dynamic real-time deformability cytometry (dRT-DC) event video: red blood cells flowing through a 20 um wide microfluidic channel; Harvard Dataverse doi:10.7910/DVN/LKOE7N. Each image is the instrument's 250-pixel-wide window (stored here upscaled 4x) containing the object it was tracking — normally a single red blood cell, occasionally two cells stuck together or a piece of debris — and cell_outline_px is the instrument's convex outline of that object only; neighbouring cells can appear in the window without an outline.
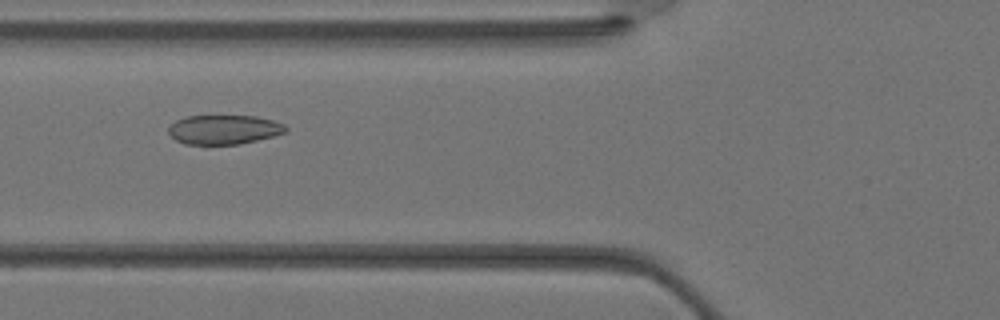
{"species": "Egyptian fruit bat (a non-hibernating species)", "species_latin": "Rousettus aegyptiacus", "temperature_condition": "warm", "stored_images_in_passage": 29, "camera_frame_rate_fps": 3000, "um_per_image_px": 0.085, "animal": {"sex": "female"}, "frame": {"image": 1, "passage_image": 7, "time_ms": 2.0, "image_size_px": [1000, 320], "cell_outline_px": [[288, 132], [240, 144], [184, 144], [176, 140], [168, 132], [168, 128], [176, 120], [188, 116], [256, 116], [272, 120], [284, 124], [288, 128]], "centroid_in_image_um": [19.05, 11.01], "position_along_channel_um": 106.7, "area_um2": 19.94}}
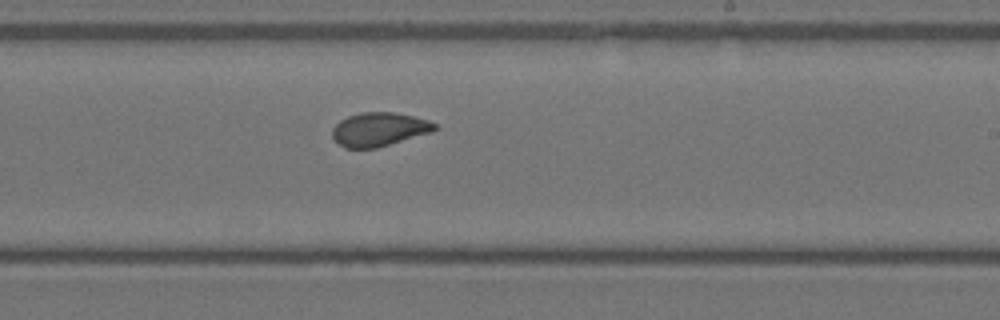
{"frame": {"image": 2, "passage_image": 15, "time_ms": 4.667, "image_size_px": [1000, 320], "cell_outline_px": [[440, 128], [432, 132], [376, 148], [344, 148], [336, 144], [332, 140], [332, 128], [340, 120], [348, 116], [360, 112], [396, 112], [428, 120], [436, 124]], "centroid_in_image_um": [32.2, 11.0], "position_along_channel_um": 256.8, "area_um2": 20.4}}
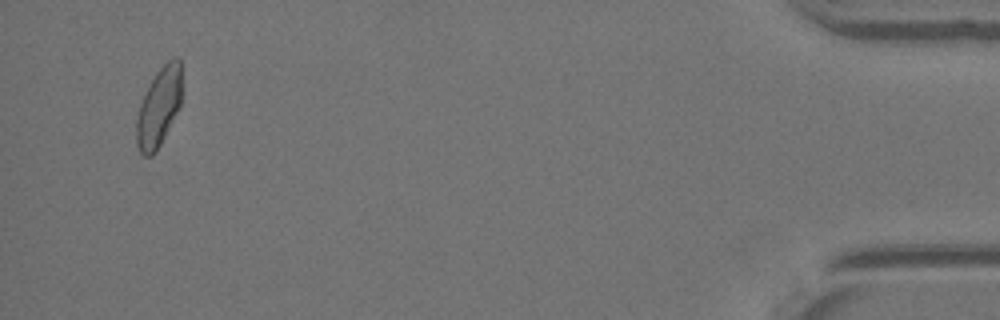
{"frame": {"image": 3, "passage_image": 28, "time_ms": 9.0, "image_size_px": [1000, 320], "cell_outline_px": [[184, 92], [180, 108], [156, 152], [152, 156], [144, 156], [140, 152], [136, 144], [136, 120], [140, 104], [156, 72], [168, 60], [176, 56], [180, 60]], "centroid_in_image_um": [13.55, 9.09], "position_along_channel_um": 421.6, "area_um2": 21.27}}